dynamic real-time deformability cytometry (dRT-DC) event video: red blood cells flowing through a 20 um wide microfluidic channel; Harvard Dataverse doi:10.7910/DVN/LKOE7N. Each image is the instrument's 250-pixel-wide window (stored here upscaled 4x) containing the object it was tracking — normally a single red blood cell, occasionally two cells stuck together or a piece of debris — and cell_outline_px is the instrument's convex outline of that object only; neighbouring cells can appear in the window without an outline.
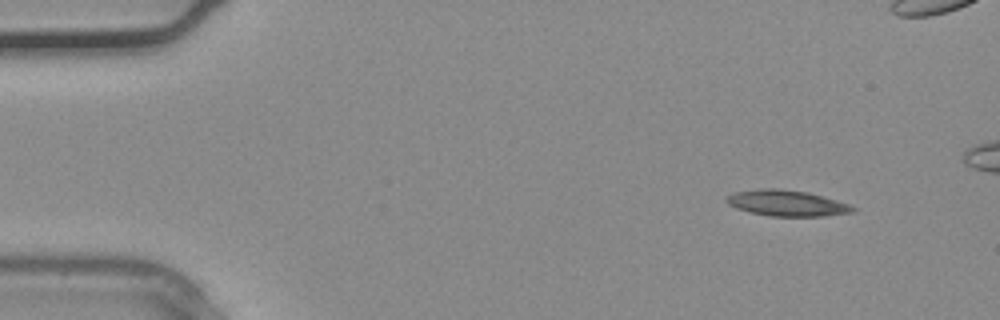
{"species": "common noctule bat (a hibernating species)", "species_latin": "Nyctalus noctula", "temperature_condition": "warm", "stored_images_in_passage": 4, "camera_frame_rate_fps": 3000, "um_per_image_px": 0.085, "animal": {"sex": "male", "body_mass_g": 20.4}, "frame": {"image": 1, "passage_image": 1, "time_ms": 0.0, "image_size_px": [1000, 320], "cell_outline_px": [[856, 212], [824, 216], [768, 216], [736, 208], [728, 204], [724, 200], [724, 196], [732, 192], [760, 188], [776, 188], [808, 192], [836, 200], [848, 204], [856, 208]], "centroid_in_image_um": [66.83, 17.26], "position_along_channel_um": 18.2, "area_um2": 19.25}}